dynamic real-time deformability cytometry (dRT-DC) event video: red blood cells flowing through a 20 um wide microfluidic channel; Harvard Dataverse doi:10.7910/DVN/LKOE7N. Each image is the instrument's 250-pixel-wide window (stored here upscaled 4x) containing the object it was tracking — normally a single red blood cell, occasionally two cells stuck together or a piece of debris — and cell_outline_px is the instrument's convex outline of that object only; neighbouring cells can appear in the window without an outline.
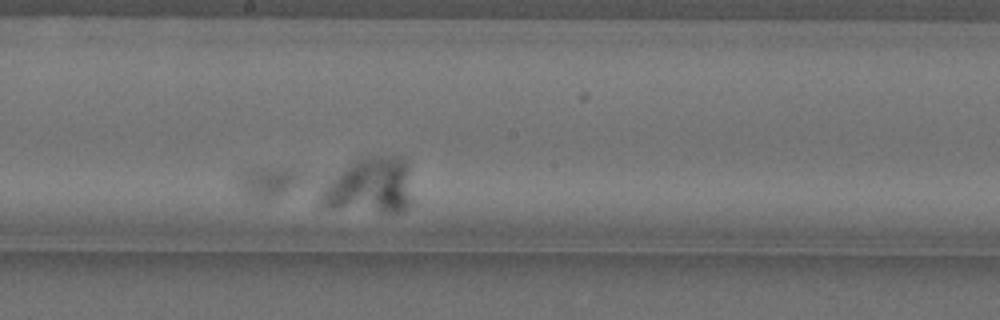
{"species": "Egyptian fruit bat (a non-hibernating species)", "species_latin": "Rousettus aegyptiacus", "temperature_condition": "cold", "stored_images_in_passage": 47, "camera_frame_rate_fps": 3000, "um_per_image_px": 0.085, "animal": {"sex": "female"}, "frame": {"image": 1, "passage_image": 22, "time_ms": 7.0, "image_size_px": [1000, 320], "cell_outline_px": [[304, 180], [284, 192], [276, 196], [264, 200], [256, 200], [244, 192], [240, 188], [236, 180], [236, 176], [240, 172], [248, 168], [292, 168], [300, 172], [304, 176]], "centroid_in_image_um": [22.77, 15.43], "position_along_channel_um": 225.4, "area_um2": 11.5}}
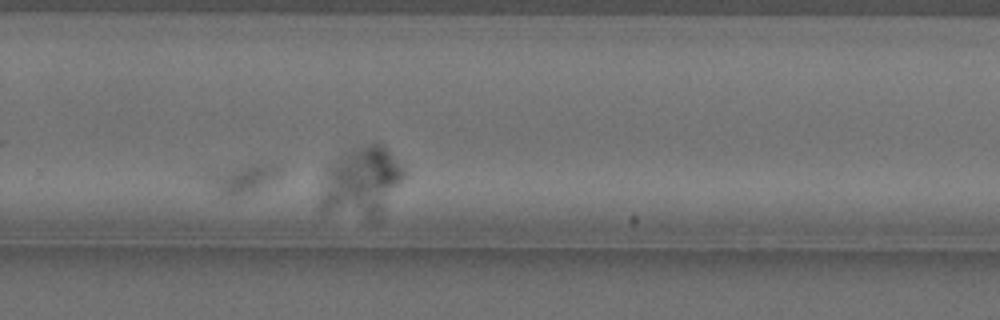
{"frame": {"image": 2, "passage_image": 30, "time_ms": 9.667, "image_size_px": [1000, 320], "cell_outline_px": [[280, 172], [276, 176], [264, 184], [248, 192], [236, 196], [228, 196], [220, 192], [200, 176], [208, 172], [228, 168], [252, 164], [272, 164], [280, 168]], "centroid_in_image_um": [20.49, 15.15], "position_along_channel_um": 309.3, "area_um2": 11.62}}
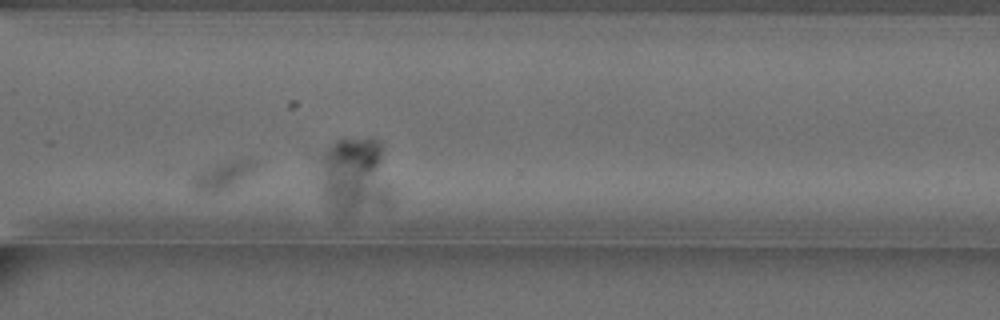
{"frame": {"image": 3, "passage_image": 34, "time_ms": 11.0, "image_size_px": [1000, 320], "cell_outline_px": [[256, 168], [252, 172], [236, 184], [228, 188], [216, 192], [200, 192], [192, 188], [188, 180], [188, 176], [192, 172], [200, 168], [232, 160], [256, 160]], "centroid_in_image_um": [18.77, 14.91], "position_along_channel_um": 351.8, "area_um2": 10.69}}